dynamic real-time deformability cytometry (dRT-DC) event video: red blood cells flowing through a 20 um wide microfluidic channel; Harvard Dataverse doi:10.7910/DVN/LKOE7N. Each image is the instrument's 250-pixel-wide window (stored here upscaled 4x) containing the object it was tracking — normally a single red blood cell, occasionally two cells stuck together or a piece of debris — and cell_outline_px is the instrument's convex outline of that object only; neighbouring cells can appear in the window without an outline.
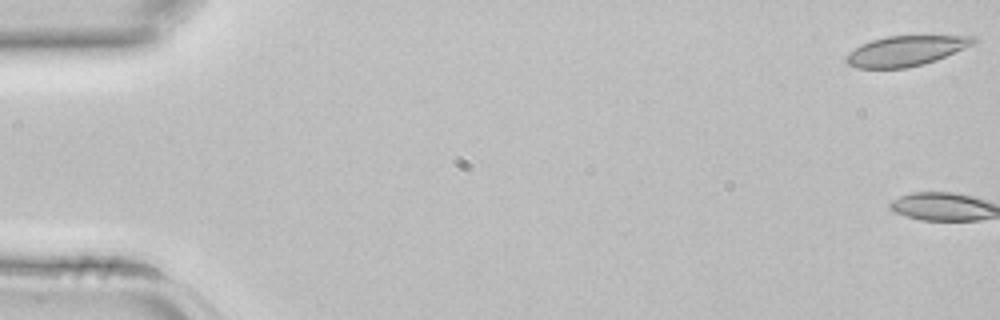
{"species": "common noctule bat (a hibernating species)", "species_latin": "Nyctalus noctula", "temperature_condition": "room temperature", "stored_images_in_passage": 4, "camera_frame_rate_fps": 3000, "um_per_image_px": 0.085, "animal": {"sex": "female", "body_mass_g": 22.7, "forearm_length_mm": 54.2}, "frame": {"image": 1, "passage_image": 1, "time_ms": 0.0, "image_size_px": [1000, 320], "cell_outline_px": [[980, 40], [964, 48], [936, 60], [924, 64], [908, 68], [856, 68], [848, 64], [844, 60], [844, 56], [848, 52], [872, 40], [888, 36], [976, 36]], "centroid_in_image_um": [76.98, 4.33], "position_along_channel_um": 8.0, "area_um2": 22.25}}
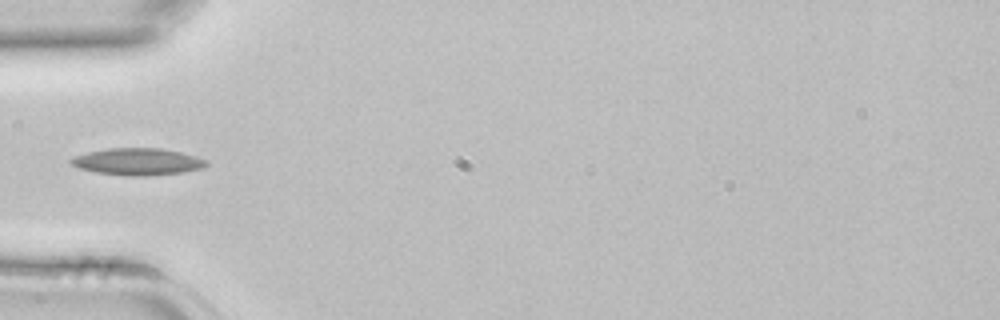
{"frame": {"image": 2, "passage_image": 4, "time_ms": 1.0, "image_size_px": [1000, 320], "cell_outline_px": [[208, 164], [200, 168], [184, 172], [148, 176], [128, 176], [96, 172], [80, 168], [72, 164], [68, 160], [76, 156], [88, 152], [108, 148], [160, 148], [180, 152], [196, 156], [208, 160]], "centroid_in_image_um": [11.72, 13.74], "position_along_channel_um": 73.3, "area_um2": 21.15}}